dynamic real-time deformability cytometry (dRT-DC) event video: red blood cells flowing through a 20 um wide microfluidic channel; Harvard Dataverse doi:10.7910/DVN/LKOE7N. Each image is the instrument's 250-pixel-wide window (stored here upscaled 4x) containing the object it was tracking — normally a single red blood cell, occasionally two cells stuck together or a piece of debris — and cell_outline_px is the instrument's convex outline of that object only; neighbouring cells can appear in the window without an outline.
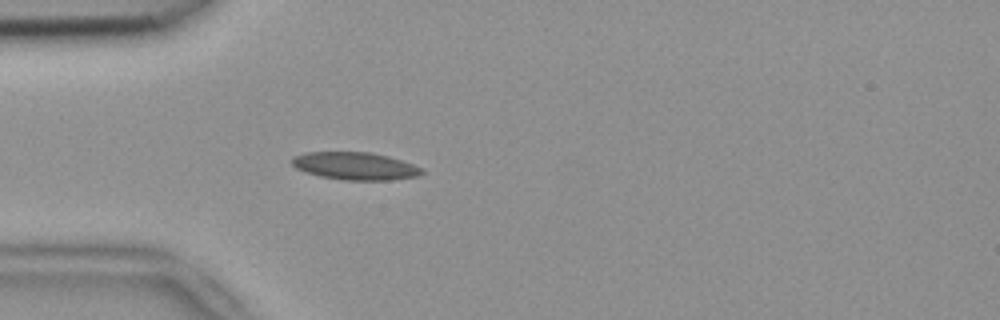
{"species": "common noctule bat (a hibernating species)", "species_latin": "Nyctalus noctula", "temperature_condition": "room temperature", "stored_images_in_passage": 40, "camera_frame_rate_fps": 3000, "um_per_image_px": 0.085, "animal": {"sex": "female", "body_mass_g": 18.4}, "frame": {"image": 1, "passage_image": 2, "time_ms": 0.333, "image_size_px": [1000, 320], "cell_outline_px": [[424, 172], [416, 176], [392, 180], [344, 180], [320, 176], [296, 168], [288, 160], [292, 156], [304, 152], [372, 152], [388, 156], [412, 164], [420, 168]], "centroid_in_image_um": [30.13, 14.1], "position_along_channel_um": 54.9, "area_um2": 20.87}}
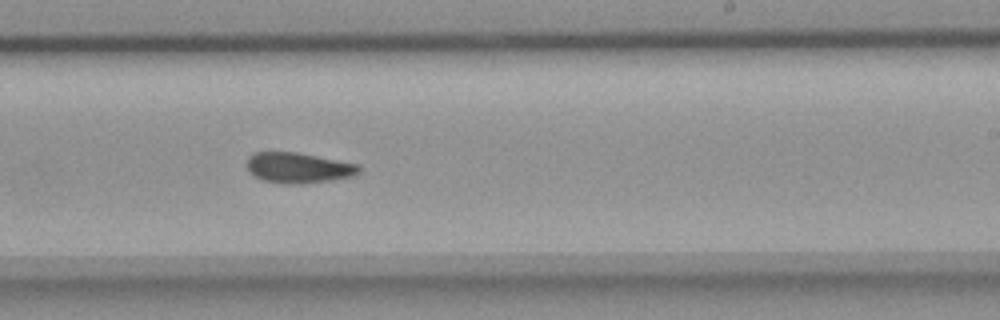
{"frame": {"image": 2, "passage_image": 19, "time_ms": 6.0, "image_size_px": [1000, 320], "cell_outline_px": [[364, 168], [360, 172], [352, 176], [332, 180], [304, 184], [280, 184], [264, 180], [248, 172], [248, 156], [252, 152], [296, 152], [360, 164]], "centroid_in_image_um": [25.4, 14.27], "position_along_channel_um": 263.6, "area_um2": 20.17}}
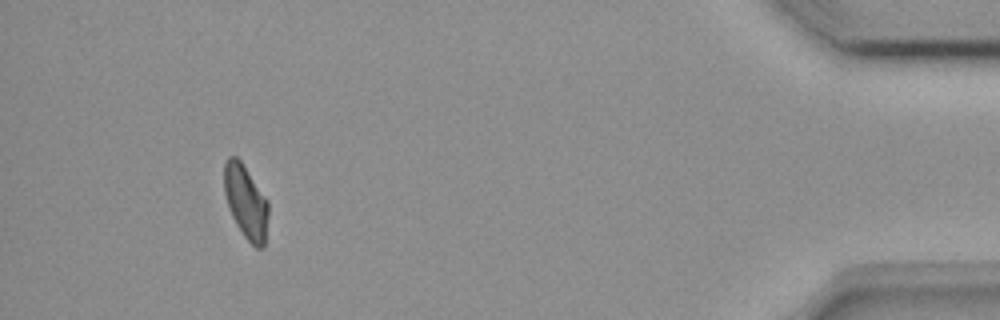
{"frame": {"image": 3, "passage_image": 36, "time_ms": 11.667, "image_size_px": [1000, 320], "cell_outline_px": [[268, 216], [264, 244], [260, 248], [256, 248], [244, 236], [236, 224], [228, 208], [224, 192], [224, 160], [228, 156], [236, 156], [240, 160], [268, 200]], "centroid_in_image_um": [20.88, 17.13], "position_along_channel_um": 414.3, "area_um2": 18.9}, "authors_computed_cell_mechanics": {"area_um2": 19.8254, "velocity_mm_per_s": 3.8144, "shape_relaxation_time_tau1_ms": 7.5655, "shape_relaxation_time_tau2_ms": 2.3686, "deformation_change_tau1": 0.1648, "deformation_change_tau2": 0.077}}